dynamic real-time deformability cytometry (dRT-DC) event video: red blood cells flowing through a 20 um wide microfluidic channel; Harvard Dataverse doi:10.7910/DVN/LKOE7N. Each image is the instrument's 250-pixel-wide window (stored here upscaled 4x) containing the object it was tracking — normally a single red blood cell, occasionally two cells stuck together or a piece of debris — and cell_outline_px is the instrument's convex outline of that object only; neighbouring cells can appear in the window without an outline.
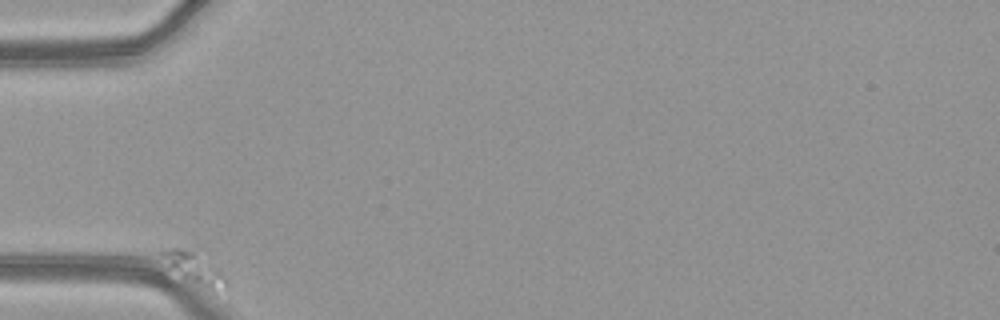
{"species": "common noctule bat (a hibernating species)", "species_latin": "Nyctalus noctula", "temperature_condition": "warm", "stored_images_in_passage": 44, "camera_frame_rate_fps": 3000, "um_per_image_px": 0.085, "animal": {"sex": "female", "body_mass_g": 21.9}, "frame": {"image": 1, "passage_image": 1, "time_ms": 0.0, "image_size_px": [1000, 320], "cell_outline_px": [[232, 284], [208, 284], [192, 280], [184, 276], [160, 252], [160, 248], [204, 244], [224, 272]], "centroid_in_image_um": [16.67, 22.43], "position_along_channel_um": 68.3, "area_um2": 12.14}}
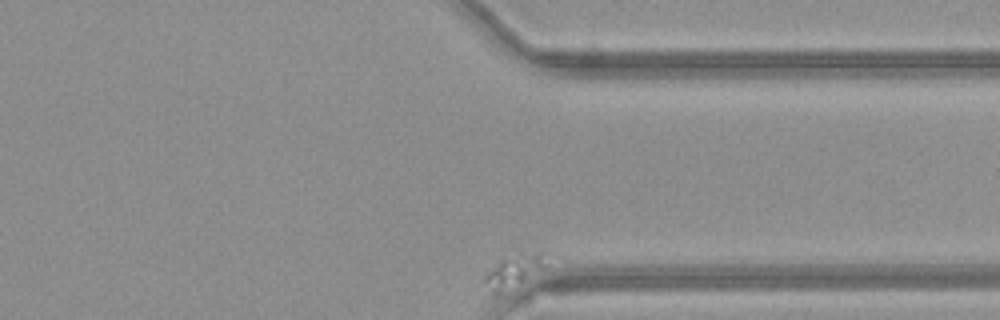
{"frame": {"image": 2, "passage_image": 44, "time_ms": 14.333, "image_size_px": [1000, 320], "cell_outline_px": [[544, 268], [524, 280], [500, 292], [492, 292], [484, 280], [484, 276], [500, 260], [536, 252], [544, 252]], "centroid_in_image_um": [43.67, 23.03], "position_along_channel_um": 367.7, "area_um2": 10.46}}